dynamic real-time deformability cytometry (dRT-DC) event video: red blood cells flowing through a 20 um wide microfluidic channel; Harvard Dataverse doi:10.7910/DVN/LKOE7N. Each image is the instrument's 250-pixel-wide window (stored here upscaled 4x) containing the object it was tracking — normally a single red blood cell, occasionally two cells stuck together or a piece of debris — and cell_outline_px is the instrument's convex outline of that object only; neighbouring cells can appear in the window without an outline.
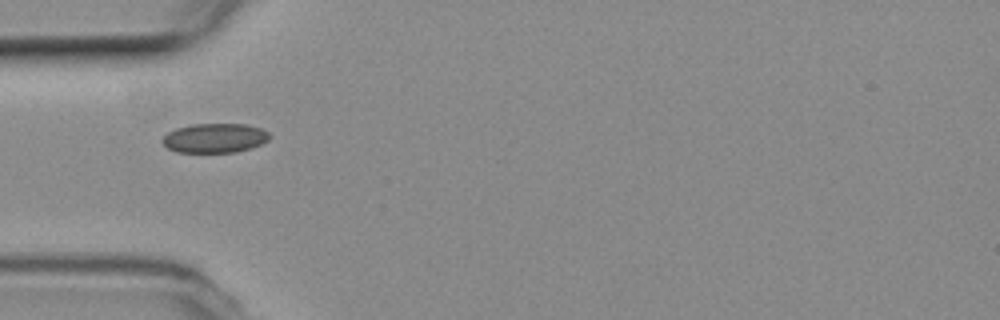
{"species": "common noctule bat (a hibernating species)", "species_latin": "Nyctalus noctula", "temperature_condition": "room temperature", "stored_images_in_passage": 16, "camera_frame_rate_fps": 3000, "um_per_image_px": 0.085, "animal": {"sex": "female", "body_mass_g": 19.3, "forearm_length_mm": 54.1}, "frame": {"image": 1, "passage_image": 1, "time_ms": 0.0, "image_size_px": [1000, 320], "cell_outline_px": [[272, 136], [268, 140], [260, 144], [236, 152], [176, 152], [168, 148], [160, 140], [168, 132], [176, 128], [192, 124], [244, 124], [260, 128], [268, 132]], "centroid_in_image_um": [18.24, 11.73], "position_along_channel_um": 66.8, "area_um2": 18.26}}
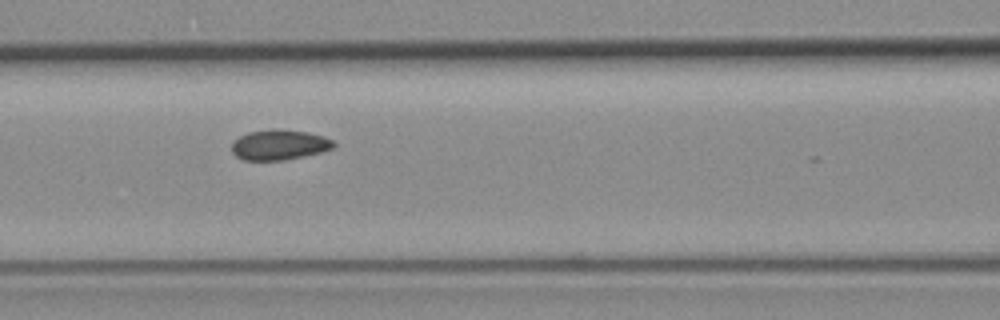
{"frame": {"image": 2, "passage_image": 7, "time_ms": 2.0, "image_size_px": [1000, 320], "cell_outline_px": [[336, 144], [332, 148], [320, 152], [304, 156], [284, 160], [244, 160], [236, 156], [232, 152], [232, 140], [248, 132], [272, 128], [308, 132], [324, 136], [332, 140]], "centroid_in_image_um": [23.71, 12.3], "position_along_channel_um": 142.9, "area_um2": 18.03}}